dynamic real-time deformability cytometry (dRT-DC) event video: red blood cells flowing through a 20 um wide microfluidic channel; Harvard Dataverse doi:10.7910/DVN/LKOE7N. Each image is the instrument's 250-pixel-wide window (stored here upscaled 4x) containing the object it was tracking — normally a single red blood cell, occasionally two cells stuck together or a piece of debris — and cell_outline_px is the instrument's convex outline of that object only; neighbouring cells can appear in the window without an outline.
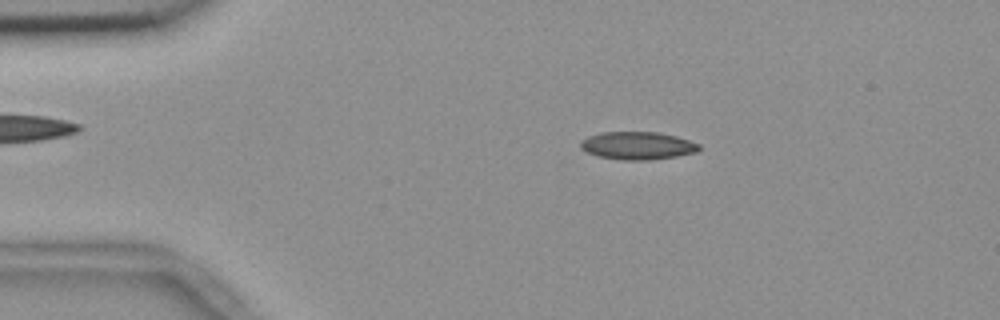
{"species": "common noctule bat (a hibernating species)", "species_latin": "Nyctalus noctula", "temperature_condition": "room temperature", "stored_images_in_passage": 55, "camera_frame_rate_fps": 3000, "um_per_image_px": 0.085, "animal": {"sex": "female", "body_mass_g": 18.4}, "frame": {"image": 1, "passage_image": 10, "time_ms": 3.0, "image_size_px": [1000, 320], "cell_outline_px": [[700, 148], [696, 152], [676, 156], [648, 160], [624, 160], [596, 156], [580, 148], [580, 140], [588, 136], [600, 132], [656, 132], [676, 136], [700, 144]], "centroid_in_image_um": [54.16, 12.37], "position_along_channel_um": 30.8, "area_um2": 19.19}}
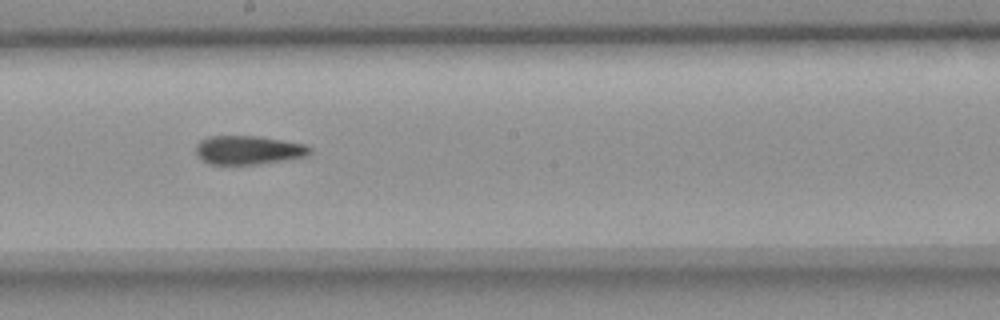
{"frame": {"image": 2, "passage_image": 30, "time_ms": 9.667, "image_size_px": [1000, 320], "cell_outline_px": [[312, 152], [308, 156], [260, 164], [208, 164], [200, 160], [196, 156], [196, 144], [200, 140], [208, 136], [256, 136], [304, 144], [312, 148]], "centroid_in_image_um": [21.08, 12.76], "position_along_channel_um": 227.1, "area_um2": 19.25}}
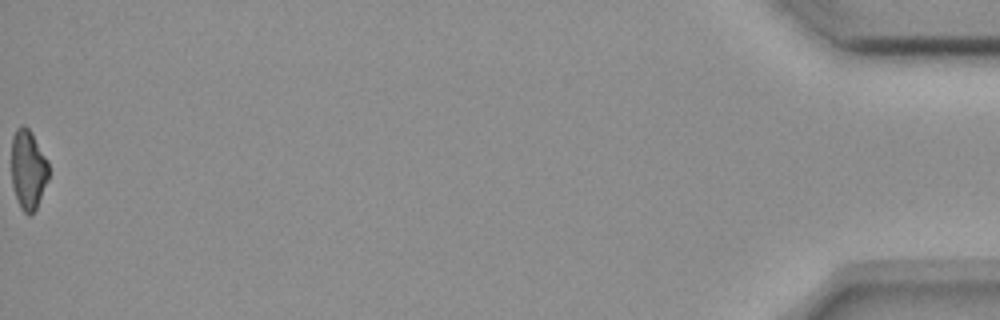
{"frame": {"image": 3, "passage_image": 55, "time_ms": 18.0, "image_size_px": [1000, 320], "cell_outline_px": [[48, 180], [36, 208], [28, 216], [20, 208], [12, 184], [12, 136], [16, 128], [20, 124], [24, 124], [32, 132], [48, 160]], "centroid_in_image_um": [2.39, 14.37], "position_along_channel_um": 432.8, "area_um2": 17.34}, "authors_computed_cell_mechanics": {"area_um2": 19.074, "velocity_mm_per_s": 3.6847, "shape_relaxation_time_tau1_ms": null, "shape_relaxation_time_tau2_ms": 5.4763, "deformation_change_tau1": null, "deformation_change_tau2": 0.1332}}